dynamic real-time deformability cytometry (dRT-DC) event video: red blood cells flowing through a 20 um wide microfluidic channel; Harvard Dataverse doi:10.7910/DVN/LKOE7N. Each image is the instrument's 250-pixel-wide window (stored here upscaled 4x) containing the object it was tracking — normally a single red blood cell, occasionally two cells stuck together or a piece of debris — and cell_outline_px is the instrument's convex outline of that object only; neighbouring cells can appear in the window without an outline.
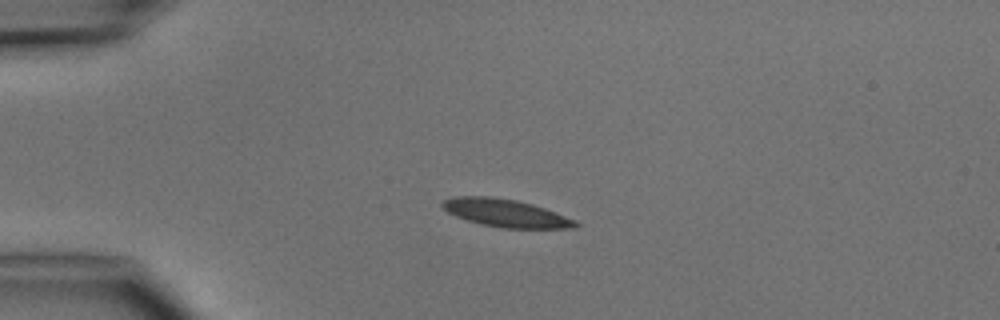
{"species": "common noctule bat (a hibernating species)", "species_latin": "Nyctalus noctula", "temperature_condition": "cold", "stored_images_in_passage": 2, "camera_frame_rate_fps": 3000, "um_per_image_px": 0.085, "animal": {"sex": "male", "body_mass_g": 15.6}, "frame": {"image": 1, "passage_image": 1, "time_ms": 0.0, "image_size_px": [1000, 320], "cell_outline_px": [[580, 224], [576, 228], [500, 228], [480, 224], [456, 216], [448, 212], [440, 204], [444, 200], [456, 196], [492, 196], [516, 200], [532, 204], [556, 212], [576, 220]], "centroid_in_image_um": [43.0, 18.11], "position_along_channel_um": 42.0, "area_um2": 21.56}}